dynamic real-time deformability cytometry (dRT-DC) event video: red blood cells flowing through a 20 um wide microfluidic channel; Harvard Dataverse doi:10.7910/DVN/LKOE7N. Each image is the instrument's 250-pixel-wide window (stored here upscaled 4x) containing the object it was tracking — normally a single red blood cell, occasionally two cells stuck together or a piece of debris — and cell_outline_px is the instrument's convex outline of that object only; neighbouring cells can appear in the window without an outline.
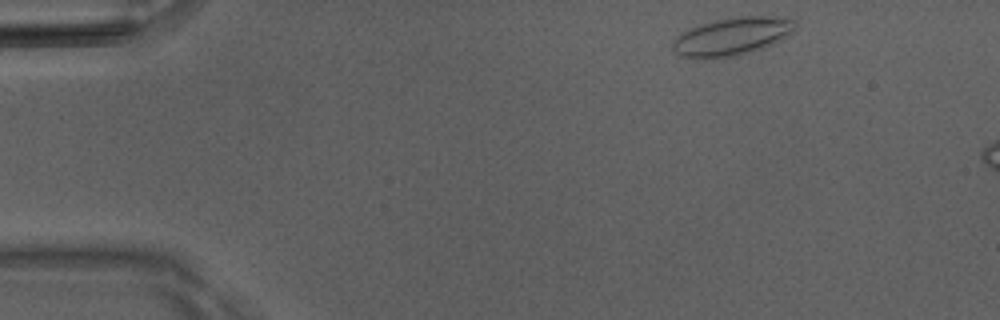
{"species": "Egyptian fruit bat (a non-hibernating species)", "species_latin": "Rousettus aegyptiacus", "temperature_condition": "room temperature", "stored_images_in_passage": 6, "camera_frame_rate_fps": 3000, "um_per_image_px": 0.085, "animal": {"sex": "male"}, "frame": {"image": 1, "passage_image": 1, "time_ms": 0.0, "image_size_px": [1000, 320], "cell_outline_px": [[796, 24], [792, 32], [780, 40], [772, 44], [752, 52], [732, 56], [696, 60], [692, 60], [680, 56], [672, 48], [672, 44], [676, 36], [700, 24], [716, 20], [740, 16], [764, 16], [796, 20]], "centroid_in_image_um": [62.18, 3.12], "position_along_channel_um": 22.8, "area_um2": 26.99}}